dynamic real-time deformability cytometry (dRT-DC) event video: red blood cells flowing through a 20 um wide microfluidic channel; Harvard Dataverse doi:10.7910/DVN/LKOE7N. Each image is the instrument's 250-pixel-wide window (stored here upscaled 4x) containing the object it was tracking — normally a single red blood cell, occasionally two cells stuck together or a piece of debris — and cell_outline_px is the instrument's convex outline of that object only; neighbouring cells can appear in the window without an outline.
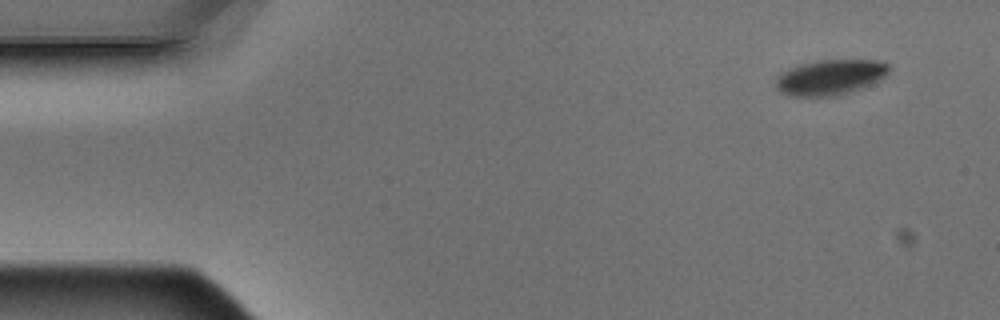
{"species": "Egyptian fruit bat (a non-hibernating species)", "species_latin": "Rousettus aegyptiacus", "temperature_condition": "warm", "stored_images_in_passage": 5, "camera_frame_rate_fps": 3000, "um_per_image_px": 0.085, "animal": {"sex": "male"}, "frame": {"image": 1, "passage_image": 1, "time_ms": 0.0, "image_size_px": [1000, 320], "cell_outline_px": [[892, 68], [888, 76], [880, 80], [852, 92], [836, 96], [788, 96], [780, 92], [776, 88], [776, 80], [784, 72], [792, 68], [804, 64], [820, 60], [880, 60], [888, 64]], "centroid_in_image_um": [70.66, 6.58], "position_along_channel_um": 14.3, "area_um2": 23.35}}
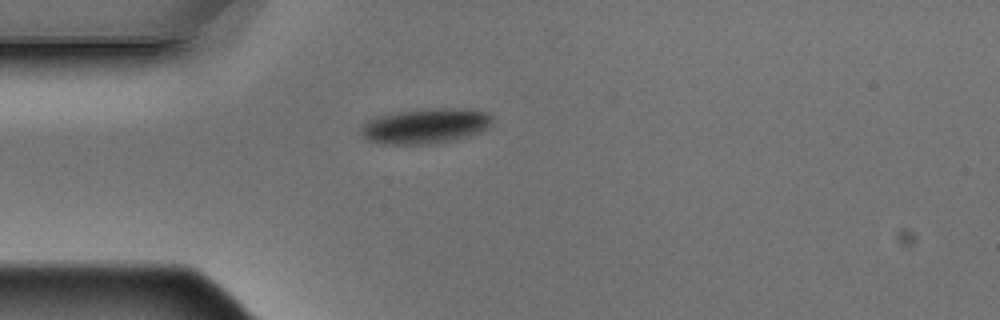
{"frame": {"image": 2, "passage_image": 4, "time_ms": 1.0, "image_size_px": [1000, 320], "cell_outline_px": [[492, 124], [488, 128], [480, 132], [468, 136], [452, 140], [432, 144], [384, 144], [364, 140], [360, 136], [360, 128], [372, 116], [428, 108], [472, 108], [488, 112], [492, 116]], "centroid_in_image_um": [36.15, 10.7], "position_along_channel_um": 48.8, "area_um2": 27.46}}